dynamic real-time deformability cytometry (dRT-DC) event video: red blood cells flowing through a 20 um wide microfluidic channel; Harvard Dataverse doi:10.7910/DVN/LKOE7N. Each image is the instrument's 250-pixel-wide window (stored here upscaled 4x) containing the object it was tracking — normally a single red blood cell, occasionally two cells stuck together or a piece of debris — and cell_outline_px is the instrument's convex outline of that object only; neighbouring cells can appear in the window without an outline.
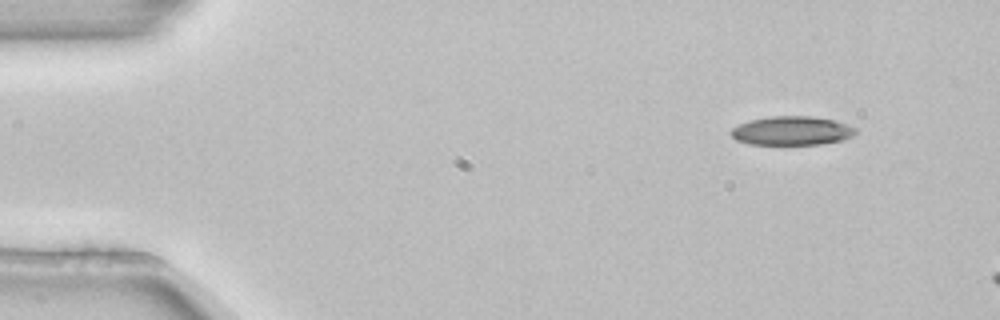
{"species": "common noctule bat (a hibernating species)", "species_latin": "Nyctalus noctula", "temperature_condition": "room temperature", "stored_images_in_passage": 3, "camera_frame_rate_fps": 3000, "um_per_image_px": 0.085, "animal": {"sex": "female", "body_mass_g": 22.7, "forearm_length_mm": 54.2}, "frame": {"image": 1, "passage_image": 1, "time_ms": 0.0, "image_size_px": [1000, 320], "cell_outline_px": [[856, 132], [852, 136], [844, 140], [820, 144], [748, 144], [736, 140], [728, 132], [732, 128], [748, 120], [772, 116], [812, 116], [836, 120], [848, 124], [856, 128]], "centroid_in_image_um": [67.31, 11.11], "position_along_channel_um": 17.7, "area_um2": 21.15}}